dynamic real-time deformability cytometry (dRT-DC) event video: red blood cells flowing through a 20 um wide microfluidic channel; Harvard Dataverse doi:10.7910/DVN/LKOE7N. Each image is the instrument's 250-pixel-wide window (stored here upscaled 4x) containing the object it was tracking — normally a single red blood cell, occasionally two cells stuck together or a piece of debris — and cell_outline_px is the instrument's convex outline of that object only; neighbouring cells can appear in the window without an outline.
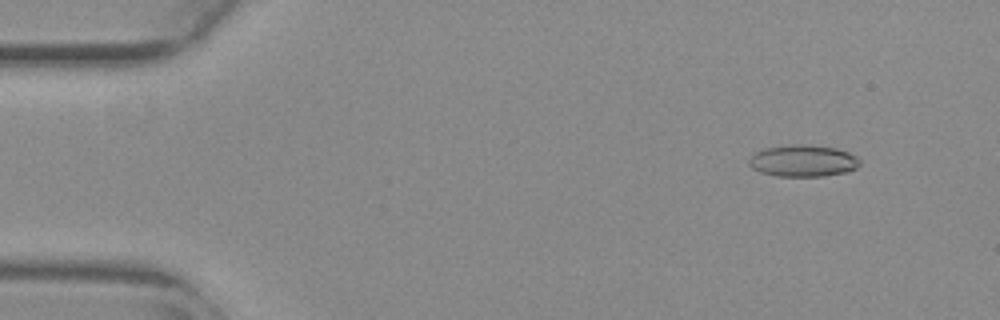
{"species": "common noctule bat (a hibernating species)", "species_latin": "Nyctalus noctula", "temperature_condition": "warm", "stored_images_in_passage": 54, "camera_frame_rate_fps": 3000, "um_per_image_px": 0.085, "animal": {"sex": "female", "body_mass_g": 29.2, "forearm_length_mm": 56.3}, "frame": {"image": 1, "passage_image": 5, "time_ms": 1.333, "image_size_px": [1000, 320], "cell_outline_px": [[860, 164], [856, 168], [844, 172], [824, 176], [776, 176], [760, 172], [752, 168], [748, 164], [748, 160], [756, 152], [764, 148], [796, 144], [804, 144], [836, 148], [848, 152], [856, 156], [860, 160]], "centroid_in_image_um": [68.25, 13.67], "position_along_channel_um": 16.8, "area_um2": 20.46}}
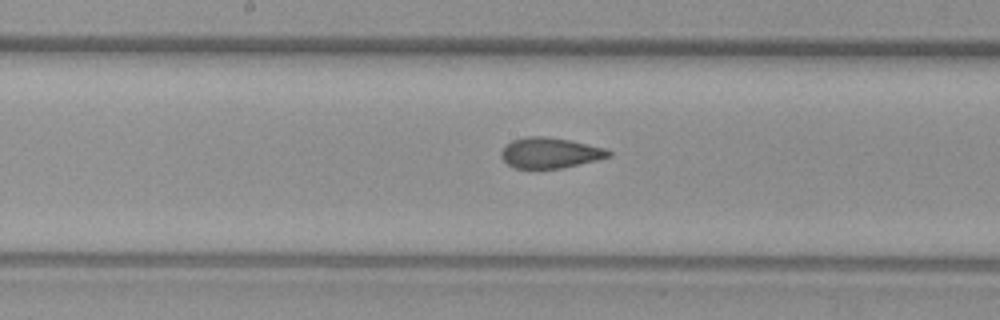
{"frame": {"image": 2, "passage_image": 28, "time_ms": 9.0, "image_size_px": [1000, 320], "cell_outline_px": [[612, 156], [596, 160], [560, 168], [516, 168], [508, 164], [500, 156], [500, 152], [512, 140], [528, 136], [544, 136], [568, 140], [608, 148], [612, 152]], "centroid_in_image_um": [46.78, 12.98], "position_along_channel_um": 201.4, "area_um2": 18.96}}
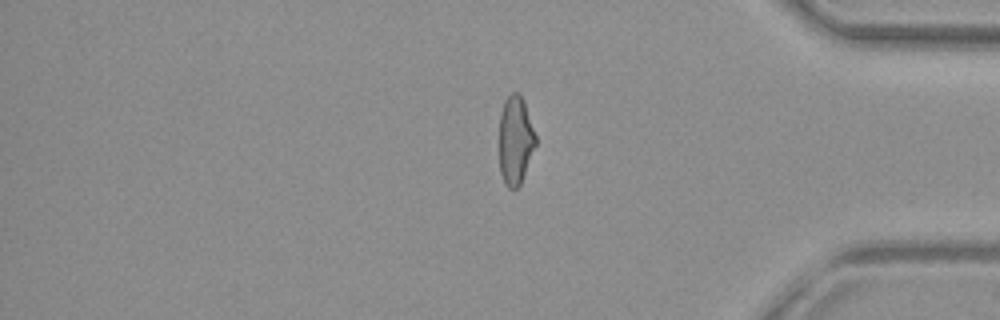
{"frame": {"image": 3, "passage_image": 45, "time_ms": 14.667, "image_size_px": [1000, 320], "cell_outline_px": [[536, 144], [520, 184], [516, 188], [508, 188], [500, 172], [500, 112], [504, 100], [512, 92], [520, 92], [524, 100], [536, 136]], "centroid_in_image_um": [43.81, 11.86], "position_along_channel_um": 391.4, "area_um2": 18.67}, "authors_computed_cell_mechanics": {"area_um2": 19.9699, "velocity_mm_per_s": 3.7997, "shape_relaxation_time_tau1_ms": null, "shape_relaxation_time_tau2_ms": 1.4598, "deformation_change_tau1": null, "deformation_change_tau2": 0.0848}}